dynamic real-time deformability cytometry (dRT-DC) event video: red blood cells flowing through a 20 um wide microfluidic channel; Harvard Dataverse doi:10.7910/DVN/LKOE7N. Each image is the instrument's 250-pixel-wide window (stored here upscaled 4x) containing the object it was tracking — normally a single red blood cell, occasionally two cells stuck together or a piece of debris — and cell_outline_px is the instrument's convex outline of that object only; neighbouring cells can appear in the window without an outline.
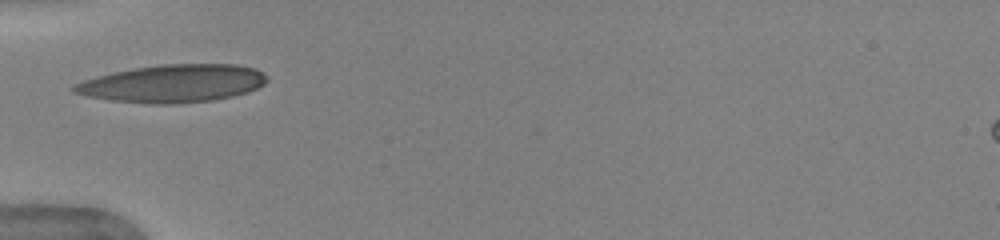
{"species": "human", "species_latin": "Homo sapiens", "temperature_condition": "warm", "stored_images_in_passage": 22, "camera_frame_rate_fps": 3000, "um_per_image_px": 0.085, "donor": {"sex": "female"}, "frame": {"image": 1, "passage_image": 1, "time_ms": 0.0, "image_size_px": [1000, 240], "cell_outline_px": [[268, 80], [264, 84], [248, 92], [232, 96], [212, 100], [172, 104], [156, 104], [112, 100], [88, 96], [72, 92], [72, 84], [84, 80], [132, 68], [160, 64], [236, 64], [256, 68], [264, 72], [268, 76]], "centroid_in_image_um": [14.74, 7.09], "position_along_channel_um": 70.3, "area_um2": 42.37}}
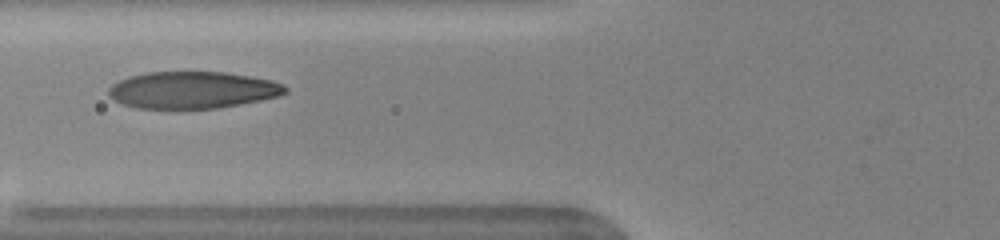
{"frame": {"image": 2, "passage_image": 4, "time_ms": 1.0, "image_size_px": [1000, 240], "cell_outline_px": [[288, 92], [276, 96], [260, 100], [240, 104], [216, 108], [136, 108], [124, 104], [108, 96], [108, 88], [112, 84], [120, 80], [132, 76], [148, 72], [224, 72], [272, 80], [284, 84], [288, 88]], "centroid_in_image_um": [16.37, 7.65], "position_along_channel_um": 109.4, "area_um2": 37.74}}